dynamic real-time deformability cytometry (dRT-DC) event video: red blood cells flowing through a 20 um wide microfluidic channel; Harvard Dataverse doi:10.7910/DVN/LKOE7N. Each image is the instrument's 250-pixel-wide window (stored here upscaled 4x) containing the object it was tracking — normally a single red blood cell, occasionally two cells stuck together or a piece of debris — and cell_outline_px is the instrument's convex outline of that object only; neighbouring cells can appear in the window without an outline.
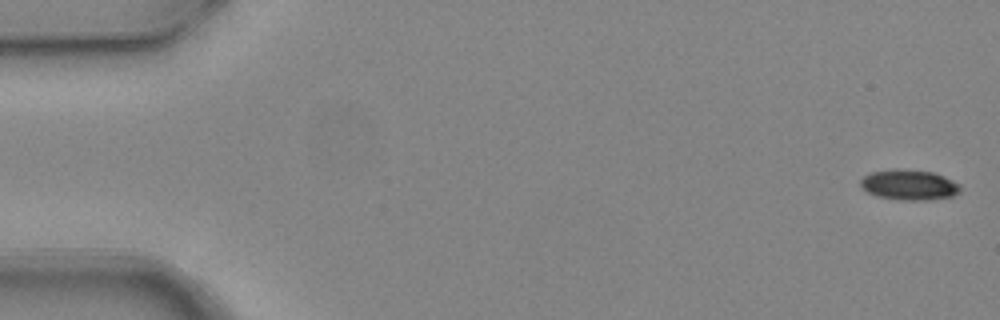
{"species": "common noctule bat (a hibernating species)", "species_latin": "Nyctalus noctula", "temperature_condition": "warm", "stored_images_in_passage": 6, "camera_frame_rate_fps": 3000, "um_per_image_px": 0.085, "animal": {"sex": "female", "body_mass_g": 24.6, "forearm_length_mm": 56.2}, "frame": {"image": 1, "passage_image": 1, "time_ms": 0.0, "image_size_px": [1000, 320], "cell_outline_px": [[960, 192], [952, 196], [924, 200], [900, 200], [880, 196], [868, 192], [860, 184], [860, 180], [864, 176], [872, 172], [896, 168], [932, 172], [944, 176], [960, 184]], "centroid_in_image_um": [77.29, 15.7], "position_along_channel_um": 7.7, "area_um2": 17.46}}
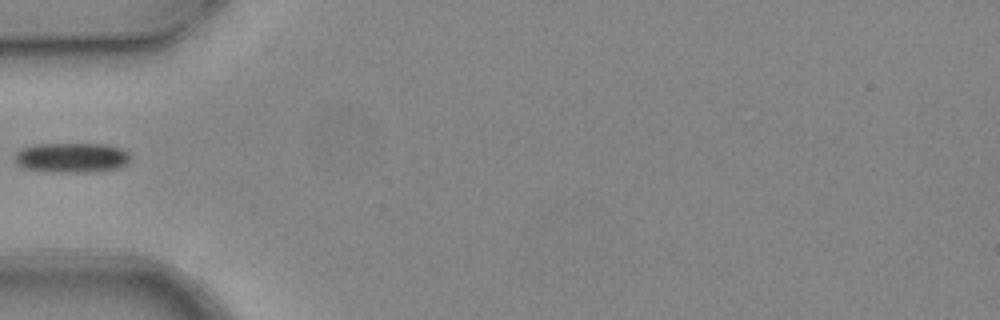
{"frame": {"image": 2, "passage_image": 5, "time_ms": 1.333, "image_size_px": [1000, 320], "cell_outline_px": [[128, 164], [120, 168], [88, 172], [56, 172], [24, 168], [16, 164], [12, 156], [20, 148], [36, 144], [108, 144], [120, 148], [128, 152]], "centroid_in_image_um": [6.05, 13.39], "position_along_channel_um": 78.9, "area_um2": 20.29}}
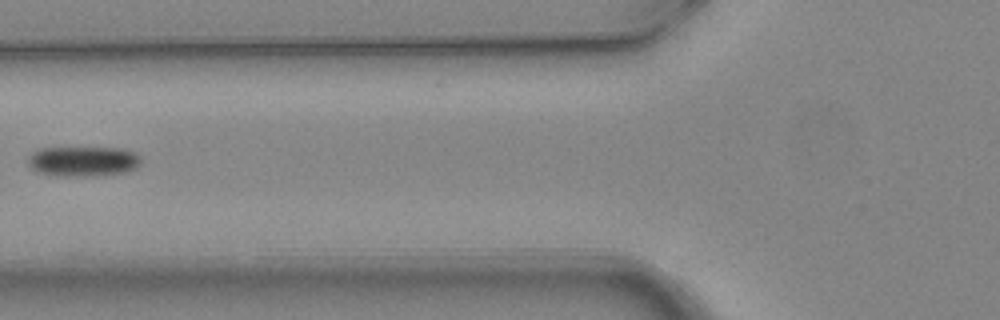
{"frame": {"image": 3, "passage_image": 6, "time_ms": 1.667, "image_size_px": [1000, 320], "cell_outline_px": [[140, 164], [136, 168], [124, 172], [100, 176], [56, 176], [36, 172], [28, 164], [28, 156], [36, 148], [124, 148], [140, 156]], "centroid_in_image_um": [7.03, 13.72], "position_along_channel_um": 118.8, "area_um2": 20.06}}